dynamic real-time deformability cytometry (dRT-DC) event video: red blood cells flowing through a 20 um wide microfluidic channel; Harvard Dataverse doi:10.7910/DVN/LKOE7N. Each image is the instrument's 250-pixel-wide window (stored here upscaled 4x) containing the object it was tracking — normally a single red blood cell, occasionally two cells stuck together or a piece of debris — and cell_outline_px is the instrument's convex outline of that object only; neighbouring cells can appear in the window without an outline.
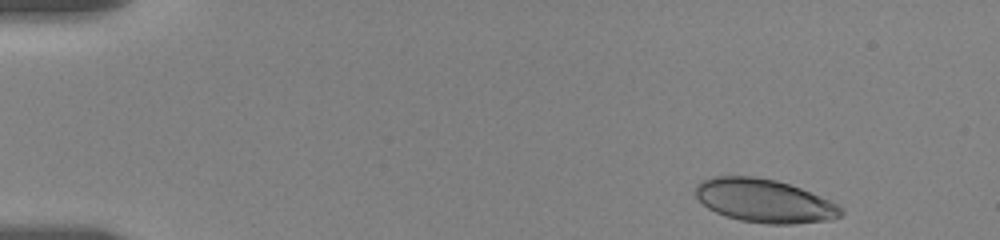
{"species": "human", "species_latin": "Homo sapiens", "temperature_condition": "room temperature", "stored_images_in_passage": 8, "camera_frame_rate_fps": 3000, "um_per_image_px": 0.085, "donor": {"sex": "female"}, "frame": {"image": 1, "passage_image": 1, "time_ms": 0.0, "image_size_px": [1000, 240], "cell_outline_px": [[844, 212], [840, 216], [832, 220], [792, 224], [768, 224], [740, 220], [716, 212], [708, 208], [696, 196], [696, 184], [700, 180], [716, 176], [752, 176], [776, 180], [800, 188], [820, 196], [844, 208]], "centroid_in_image_um": [64.98, 17.07], "position_along_channel_um": 20.0, "area_um2": 36.65}}
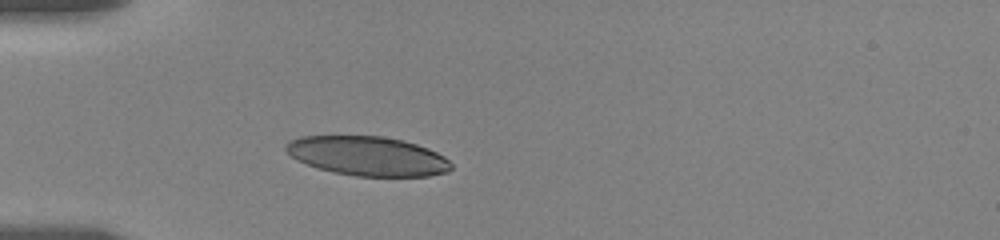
{"frame": {"image": 2, "passage_image": 5, "time_ms": 3.667, "image_size_px": [1000, 240], "cell_outline_px": [[452, 168], [448, 172], [428, 176], [356, 176], [332, 172], [296, 160], [284, 148], [288, 140], [300, 136], [384, 136], [416, 144], [428, 148], [444, 156], [452, 164]], "centroid_in_image_um": [31.25, 13.26], "position_along_channel_um": 53.8, "area_um2": 37.8}}
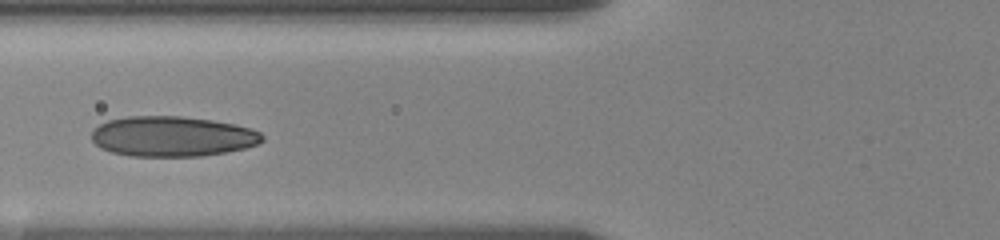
{"frame": {"image": 3, "passage_image": 7, "time_ms": 5.667, "image_size_px": [1000, 240], "cell_outline_px": [[264, 140], [256, 144], [244, 148], [224, 152], [200, 156], [128, 156], [112, 152], [100, 148], [92, 140], [92, 132], [100, 124], [108, 120], [128, 116], [180, 116], [212, 120], [236, 124], [252, 128], [260, 132], [264, 136]], "centroid_in_image_um": [14.65, 11.59], "position_along_channel_um": 111.1, "area_um2": 40.06}}